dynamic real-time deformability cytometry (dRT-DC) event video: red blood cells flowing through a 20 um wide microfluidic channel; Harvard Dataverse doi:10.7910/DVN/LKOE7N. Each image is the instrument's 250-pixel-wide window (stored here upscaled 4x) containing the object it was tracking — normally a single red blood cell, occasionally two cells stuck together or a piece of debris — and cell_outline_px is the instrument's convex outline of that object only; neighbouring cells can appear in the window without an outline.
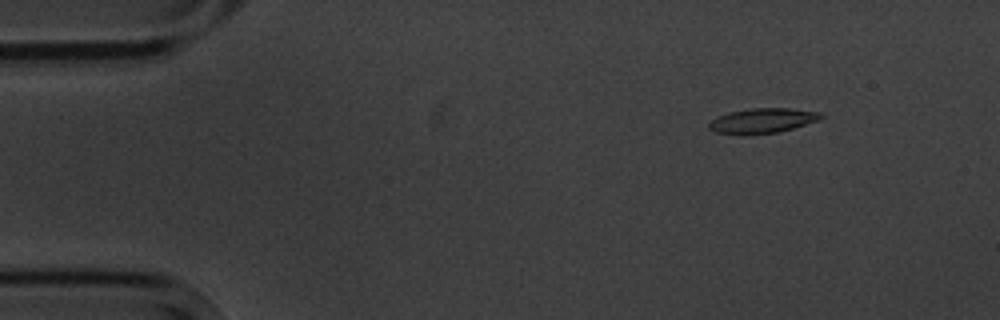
{"species": "common noctule bat (a hibernating species)", "species_latin": "Nyctalus noctula", "temperature_condition": "cold", "stored_images_in_passage": 4, "camera_frame_rate_fps": 3000, "um_per_image_px": 0.085, "animal": {"sex": "male", "body_mass_g": 20.1, "forearm_length_mm": 53.5}, "frame": {"image": 1, "passage_image": 1, "time_ms": 0.0, "image_size_px": [1000, 320], "cell_outline_px": [[824, 116], [820, 120], [792, 128], [776, 132], [740, 136], [716, 132], [708, 128], [708, 124], [712, 120], [720, 116], [732, 112], [752, 108], [788, 108], [824, 112]], "centroid_in_image_um": [64.84, 10.27], "position_along_channel_um": 20.2, "area_um2": 16.3}}
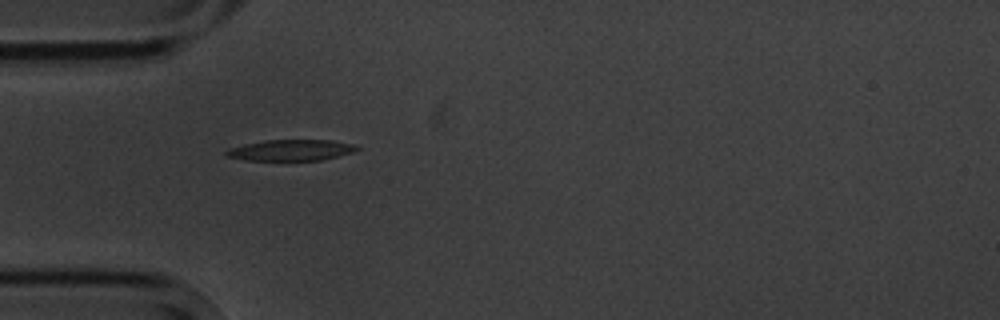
{"frame": {"image": 2, "passage_image": 3, "time_ms": 3.333, "image_size_px": [1000, 320], "cell_outline_px": [[360, 148], [352, 152], [320, 160], [244, 160], [224, 156], [224, 152], [228, 148], [244, 144], [264, 140], [332, 140], [352, 144]], "centroid_in_image_um": [24.65, 12.76], "position_along_channel_um": 60.4, "area_um2": 15.95}}
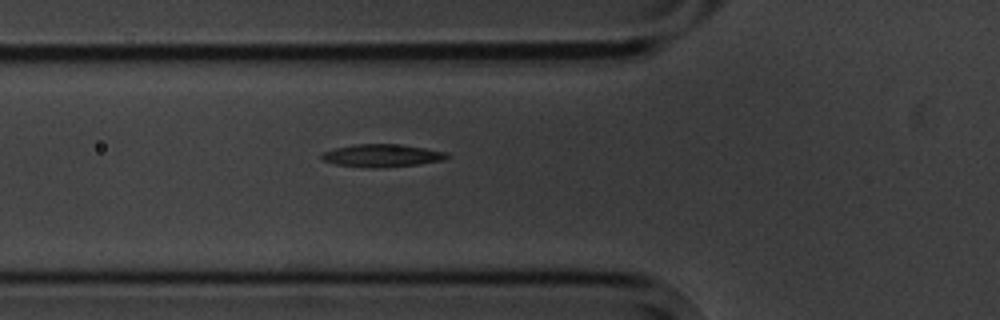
{"frame": {"image": 3, "passage_image": 4, "time_ms": 4.333, "image_size_px": [1000, 320], "cell_outline_px": [[448, 156], [444, 160], [416, 164], [380, 168], [336, 164], [324, 160], [320, 156], [320, 152], [336, 148], [356, 144], [396, 144], [424, 148], [448, 152]], "centroid_in_image_um": [32.46, 13.21], "position_along_channel_um": 93.3, "area_um2": 16.3}}